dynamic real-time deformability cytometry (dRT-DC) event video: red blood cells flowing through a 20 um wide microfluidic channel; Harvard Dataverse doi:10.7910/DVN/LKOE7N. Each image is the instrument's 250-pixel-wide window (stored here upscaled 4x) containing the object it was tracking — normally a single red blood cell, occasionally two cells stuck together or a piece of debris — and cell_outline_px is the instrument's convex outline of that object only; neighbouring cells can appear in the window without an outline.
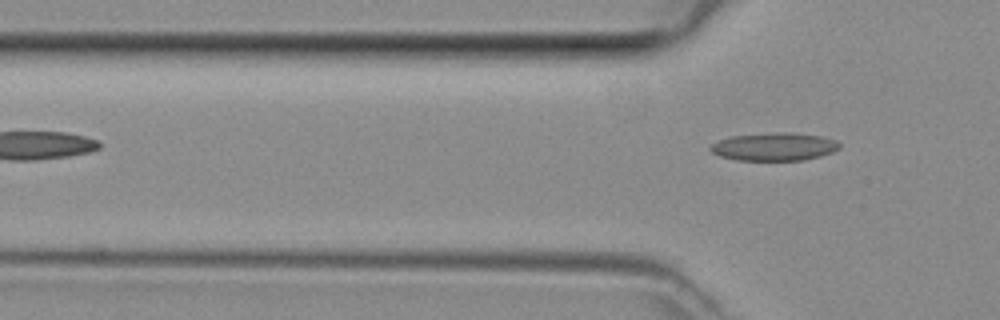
{"species": "common noctule bat (a hibernating species)", "species_latin": "Nyctalus noctula", "temperature_condition": "room temperature", "stored_images_in_passage": 3, "camera_frame_rate_fps": 3000, "um_per_image_px": 0.085, "animal": {"sex": "female", "body_mass_g": 29.2, "forearm_length_mm": 56.3}, "frame": {"image": 1, "passage_image": 3, "time_ms": 0.667, "image_size_px": [1000, 320], "cell_outline_px": [[840, 148], [832, 152], [820, 156], [804, 160], [736, 160], [720, 156], [712, 152], [708, 148], [712, 144], [720, 140], [732, 136], [776, 132], [792, 132], [820, 136], [836, 140], [840, 144]], "centroid_in_image_um": [65.82, 12.47], "position_along_channel_um": 60.0, "area_um2": 20.98}}